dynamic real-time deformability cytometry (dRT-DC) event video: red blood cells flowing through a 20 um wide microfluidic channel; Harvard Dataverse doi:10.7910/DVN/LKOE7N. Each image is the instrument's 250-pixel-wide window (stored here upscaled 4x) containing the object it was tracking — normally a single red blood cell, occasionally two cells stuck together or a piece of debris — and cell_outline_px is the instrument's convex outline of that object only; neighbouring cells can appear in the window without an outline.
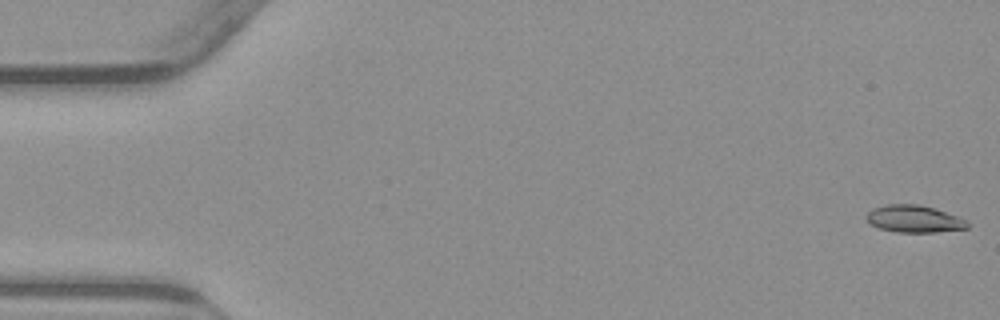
{"species": "common noctule bat (a hibernating species)", "species_latin": "Nyctalus noctula", "temperature_condition": "warm", "stored_images_in_passage": 54, "camera_frame_rate_fps": 3000, "um_per_image_px": 0.085, "animal": {"sex": "male", "body_mass_g": 23.1, "forearm_length_mm": 52.7}, "frame": {"image": 1, "passage_image": 1, "time_ms": 0.0, "image_size_px": [1000, 320], "cell_outline_px": [[968, 228], [936, 232], [896, 232], [880, 228], [868, 224], [868, 212], [872, 208], [888, 204], [920, 204], [936, 208], [968, 220]], "centroid_in_image_um": [77.72, 18.6], "position_along_channel_um": 7.3, "area_um2": 16.07}}
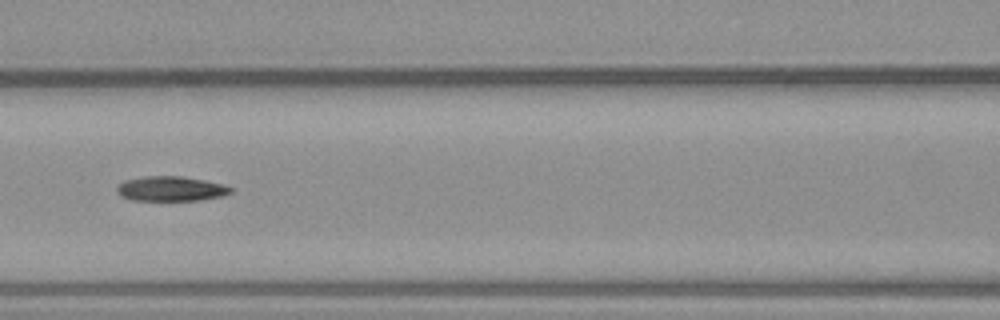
{"frame": {"image": 2, "passage_image": 24, "time_ms": 7.667, "image_size_px": [1000, 320], "cell_outline_px": [[236, 188], [232, 192], [224, 196], [200, 200], [128, 200], [120, 196], [116, 192], [116, 188], [124, 180], [144, 176], [184, 176], [224, 184]], "centroid_in_image_um": [14.55, 16.04], "position_along_channel_um": 152.0, "area_um2": 16.76}}
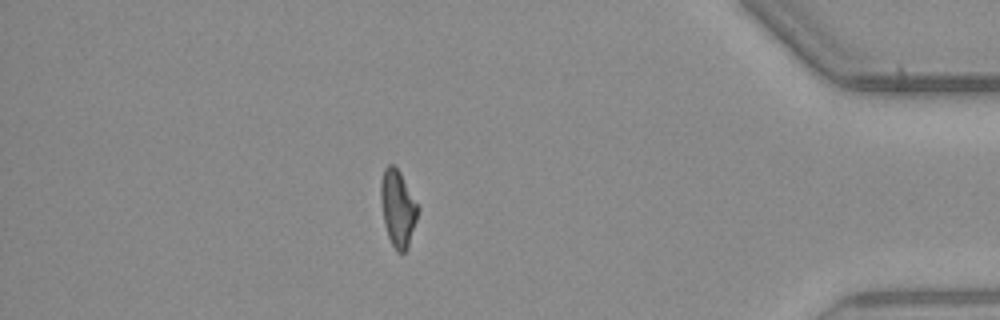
{"frame": {"image": 3, "passage_image": 47, "time_ms": 15.333, "image_size_px": [1000, 320], "cell_outline_px": [[420, 208], [408, 248], [404, 252], [396, 252], [388, 236], [384, 224], [380, 200], [380, 180], [384, 168], [388, 164], [392, 164], [400, 172]], "centroid_in_image_um": [33.81, 17.69], "position_along_channel_um": 401.4, "area_um2": 16.7}, "authors_computed_cell_mechanics": {"area_um2": 16.762, "velocity_mm_per_s": 3.842, "shape_relaxation_time_tau1_ms": null, "shape_relaxation_time_tau2_ms": 9.5987, "deformation_change_tau1": null, "deformation_change_tau2": 0.2031}}